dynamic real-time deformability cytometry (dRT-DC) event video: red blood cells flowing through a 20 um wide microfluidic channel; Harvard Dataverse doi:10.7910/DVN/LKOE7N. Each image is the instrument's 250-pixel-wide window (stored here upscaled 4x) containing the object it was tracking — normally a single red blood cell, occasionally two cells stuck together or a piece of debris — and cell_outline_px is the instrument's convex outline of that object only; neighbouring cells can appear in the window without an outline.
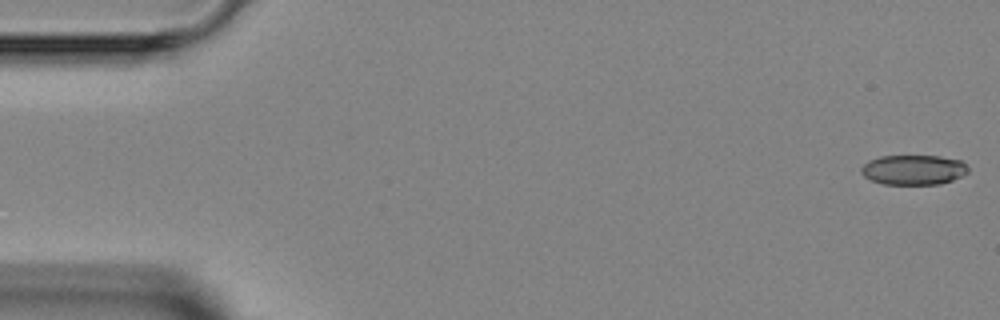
{"species": "Egyptian fruit bat (a non-hibernating species)", "species_latin": "Rousettus aegyptiacus", "temperature_condition": "room temperature", "stored_images_in_passage": 6, "camera_frame_rate_fps": 3000, "um_per_image_px": 0.085, "animal": {"sex": "female"}, "frame": {"image": 1, "passage_image": 1, "time_ms": 0.0, "image_size_px": [1000, 320], "cell_outline_px": [[968, 172], [952, 180], [940, 184], [884, 184], [872, 180], [864, 176], [860, 172], [860, 168], [868, 160], [880, 156], [940, 156], [960, 160], [968, 168]], "centroid_in_image_um": [77.62, 14.43], "position_along_channel_um": 7.4, "area_um2": 18.55}}
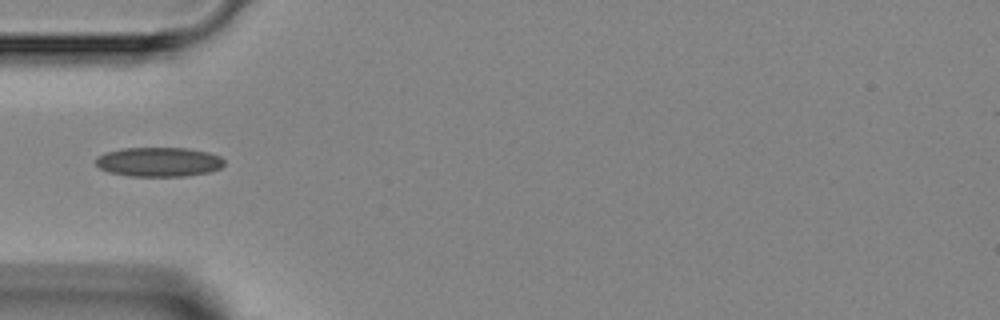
{"frame": {"image": 2, "passage_image": 5, "time_ms": 4.667, "image_size_px": [1000, 320], "cell_outline_px": [[224, 164], [220, 168], [208, 172], [184, 176], [128, 176], [108, 172], [100, 168], [96, 164], [96, 160], [104, 152], [124, 148], [188, 148], [208, 152], [220, 156], [224, 160]], "centroid_in_image_um": [13.5, 13.76], "position_along_channel_um": 71.5, "area_um2": 21.96}}
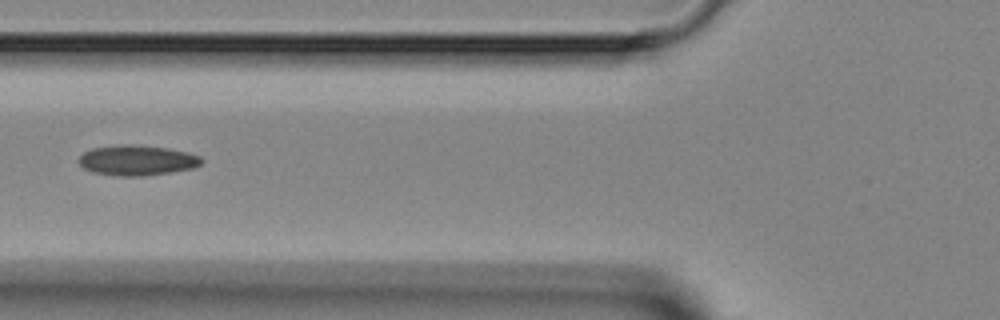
{"frame": {"image": 3, "passage_image": 6, "time_ms": 5.667, "image_size_px": [1000, 320], "cell_outline_px": [[204, 160], [196, 168], [172, 172], [140, 176], [116, 176], [92, 172], [84, 168], [76, 160], [84, 152], [92, 148], [124, 144], [128, 144], [168, 148], [188, 152], [200, 156]], "centroid_in_image_um": [11.66, 13.63], "position_along_channel_um": 114.1, "area_um2": 21.79}}